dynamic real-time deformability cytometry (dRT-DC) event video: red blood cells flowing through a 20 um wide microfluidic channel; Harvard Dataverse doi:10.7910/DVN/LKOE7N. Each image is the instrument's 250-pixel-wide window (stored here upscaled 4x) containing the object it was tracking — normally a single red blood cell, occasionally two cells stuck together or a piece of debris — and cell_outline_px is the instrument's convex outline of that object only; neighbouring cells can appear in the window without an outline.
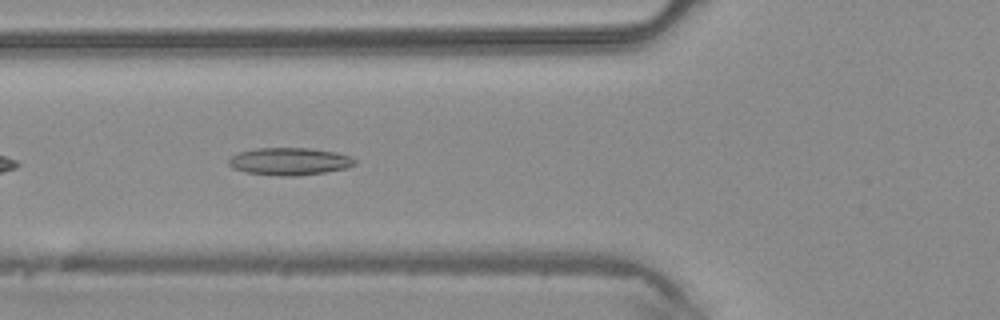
{"species": "common noctule bat (a hibernating species)", "species_latin": "Nyctalus noctula", "temperature_condition": "warm", "stored_images_in_passage": 20, "camera_frame_rate_fps": 3000, "um_per_image_px": 0.085, "animal": {"sex": "male", "body_mass_g": 20.4}, "frame": {"image": 1, "passage_image": 6, "time_ms": 1.667, "image_size_px": [1000, 320], "cell_outline_px": [[356, 164], [348, 168], [324, 172], [296, 176], [280, 176], [248, 172], [232, 168], [228, 164], [228, 160], [236, 152], [256, 148], [312, 148], [336, 152], [352, 156], [356, 160]], "centroid_in_image_um": [24.63, 13.71], "position_along_channel_um": 101.2, "area_um2": 20.35}}
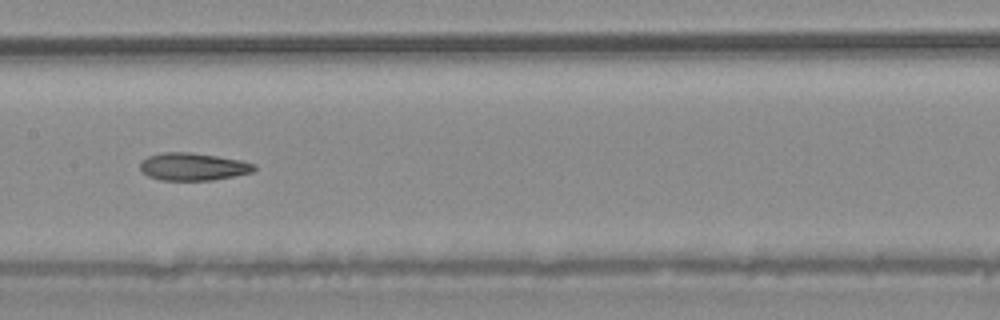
{"frame": {"image": 2, "passage_image": 12, "time_ms": 3.667, "image_size_px": [1000, 320], "cell_outline_px": [[256, 168], [252, 172], [236, 176], [212, 180], [160, 180], [148, 176], [140, 168], [140, 160], [148, 156], [160, 152], [192, 152], [240, 160], [256, 164]], "centroid_in_image_um": [16.4, 14.16], "position_along_channel_um": 191.0, "area_um2": 18.44}}
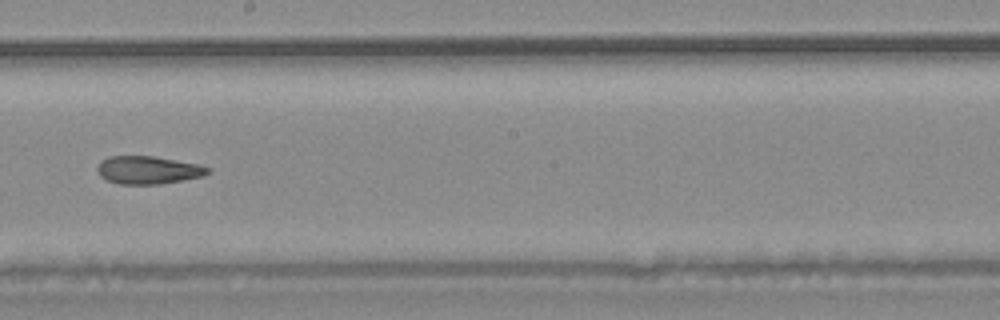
{"frame": {"image": 3, "passage_image": 15, "time_ms": 4.667, "image_size_px": [1000, 320], "cell_outline_px": [[208, 172], [204, 176], [156, 184], [120, 184], [108, 180], [100, 176], [96, 168], [100, 160], [108, 156], [152, 156], [200, 164], [208, 168]], "centroid_in_image_um": [12.54, 14.44], "position_along_channel_um": 235.7, "area_um2": 17.8}}